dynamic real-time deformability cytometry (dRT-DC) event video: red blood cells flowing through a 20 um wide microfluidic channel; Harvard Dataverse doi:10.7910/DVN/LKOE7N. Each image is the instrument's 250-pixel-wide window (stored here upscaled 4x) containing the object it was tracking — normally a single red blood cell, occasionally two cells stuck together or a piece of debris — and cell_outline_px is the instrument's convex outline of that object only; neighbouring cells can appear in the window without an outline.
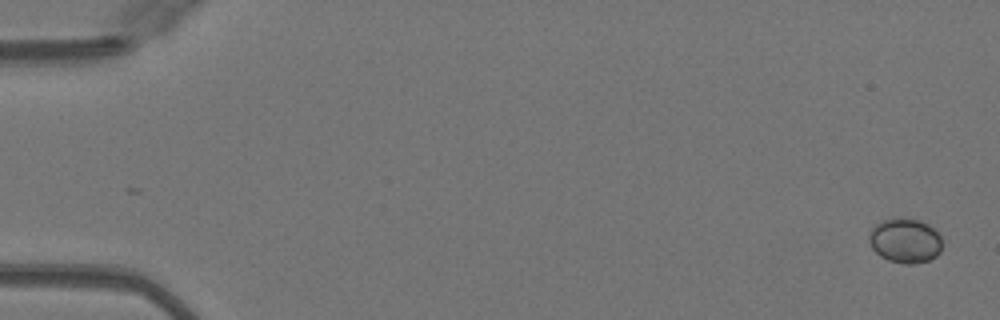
{"species": "Egyptian fruit bat (a non-hibernating species)", "species_latin": "Rousettus aegyptiacus", "temperature_condition": "warm", "stored_images_in_passage": 50, "camera_frame_rate_fps": 3000, "um_per_image_px": 0.085, "animal": {"sex": "female"}, "frame": {"image": 1, "passage_image": 1, "time_ms": 0.0, "image_size_px": [1000, 320], "cell_outline_px": [[940, 252], [936, 256], [928, 260], [916, 264], [904, 264], [888, 260], [880, 256], [872, 248], [868, 240], [868, 236], [872, 228], [880, 220], [900, 216], [920, 220], [928, 224], [940, 236]], "centroid_in_image_um": [76.9, 20.43], "position_along_channel_um": 8.1, "area_um2": 19.25}}
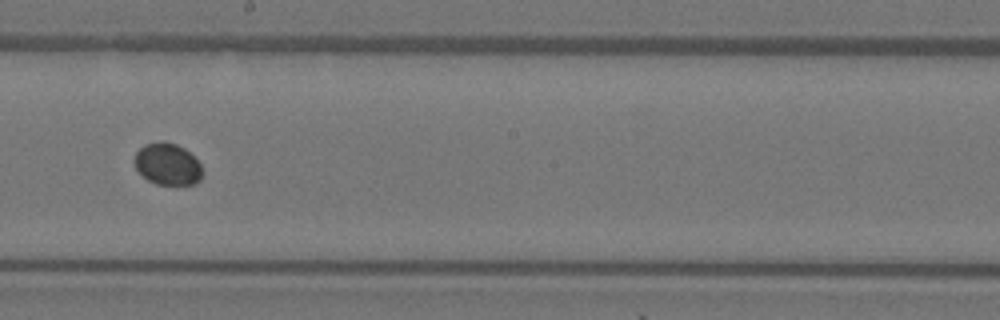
{"frame": {"image": 2, "passage_image": 29, "time_ms": 9.333, "image_size_px": [1000, 320], "cell_outline_px": [[204, 172], [200, 180], [196, 184], [156, 184], [148, 180], [136, 168], [132, 160], [136, 152], [144, 144], [176, 144], [184, 148], [200, 164]], "centroid_in_image_um": [14.24, 13.99], "position_along_channel_um": 234.0, "area_um2": 16.18}}
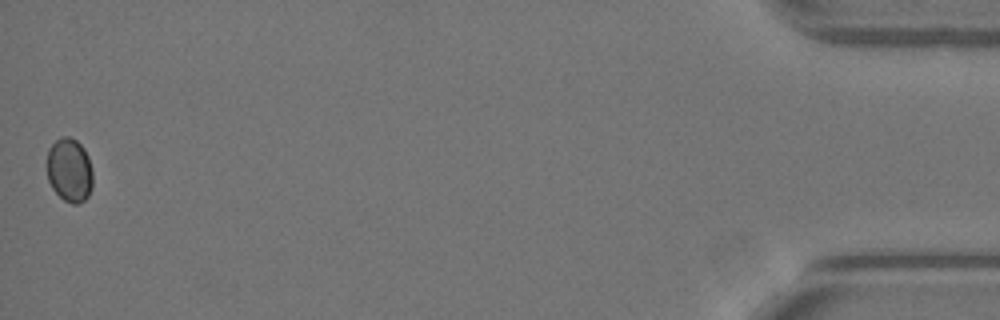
{"frame": {"image": 3, "passage_image": 50, "time_ms": 16.333, "image_size_px": [1000, 320], "cell_outline_px": [[92, 188], [88, 196], [80, 204], [72, 204], [64, 200], [52, 188], [48, 180], [48, 148], [60, 136], [68, 136], [76, 140], [84, 148], [88, 156], [92, 168]], "centroid_in_image_um": [5.92, 14.46], "position_along_channel_um": 429.3, "area_um2": 17.17}}